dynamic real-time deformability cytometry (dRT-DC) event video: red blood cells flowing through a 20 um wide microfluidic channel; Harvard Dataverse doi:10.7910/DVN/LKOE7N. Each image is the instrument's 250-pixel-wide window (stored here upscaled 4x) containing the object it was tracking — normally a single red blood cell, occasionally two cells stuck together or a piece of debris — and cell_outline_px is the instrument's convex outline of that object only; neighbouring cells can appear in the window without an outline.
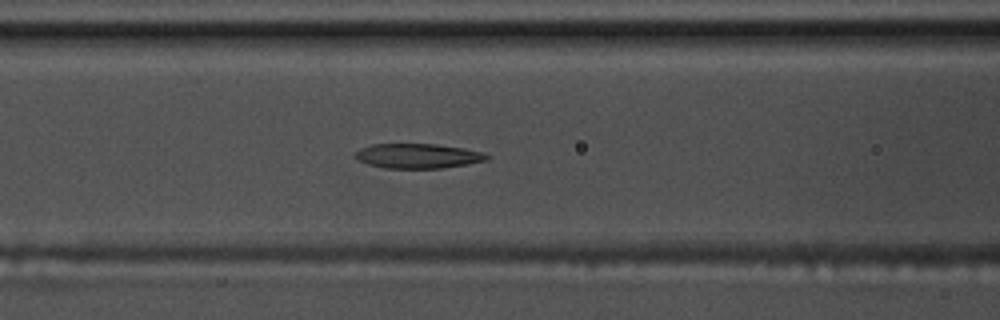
{"species": "common noctule bat (a hibernating species)", "species_latin": "Nyctalus noctula", "temperature_condition": "warm", "stored_images_in_passage": 59, "camera_frame_rate_fps": 3000, "um_per_image_px": 0.085, "animal": {"sex": "male", "body_mass_g": 17.5, "forearm_length_mm": 52.3}, "frame": {"image": 1, "passage_image": 24, "time_ms": 7.667, "image_size_px": [1000, 320], "cell_outline_px": [[492, 156], [488, 160], [440, 168], [384, 168], [368, 164], [356, 160], [352, 156], [360, 148], [372, 144], [436, 144], [464, 148], [484, 152]], "centroid_in_image_um": [35.5, 13.25], "position_along_channel_um": 131.1, "area_um2": 19.07}}
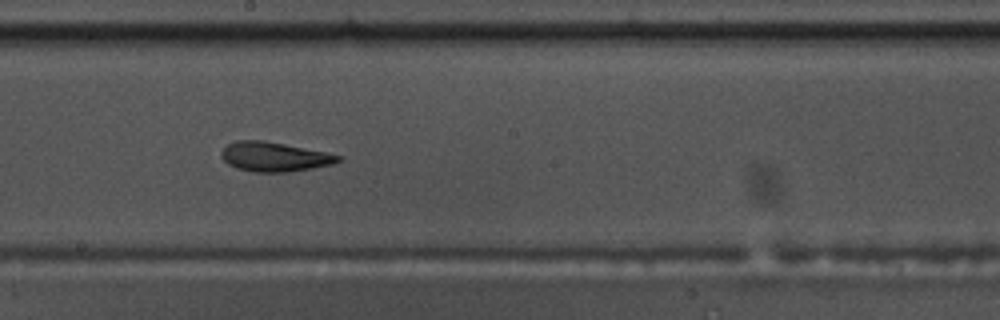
{"frame": {"image": 2, "passage_image": 32, "time_ms": 10.333, "image_size_px": [1000, 320], "cell_outline_px": [[340, 160], [332, 164], [312, 168], [288, 172], [252, 172], [236, 168], [228, 164], [220, 156], [220, 152], [228, 144], [236, 140], [264, 140], [324, 152], [340, 156]], "centroid_in_image_um": [23.25, 13.33], "position_along_channel_um": 224.9, "area_um2": 19.88}}
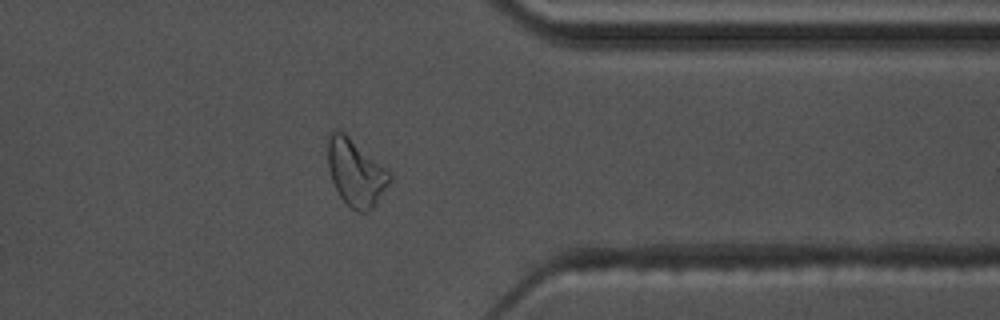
{"frame": {"image": 3, "passage_image": 46, "time_ms": 15.0, "image_size_px": [1000, 320], "cell_outline_px": [[392, 180], [372, 208], [368, 212], [356, 212], [340, 196], [332, 180], [328, 168], [328, 136], [336, 128], [344, 132], [384, 168], [392, 176]], "centroid_in_image_um": [30.21, 14.68], "position_along_channel_um": 381.2, "area_um2": 23.52}, "authors_computed_cell_mechanics": {"area_um2": 20.519, "velocity_mm_per_s": 3.5287, "shape_relaxation_time_tau1_ms": 9.5368, "shape_relaxation_time_tau2_ms": 3.8983, "deformation_change_tau1": 0.2574, "deformation_change_tau2": 0.1259}}